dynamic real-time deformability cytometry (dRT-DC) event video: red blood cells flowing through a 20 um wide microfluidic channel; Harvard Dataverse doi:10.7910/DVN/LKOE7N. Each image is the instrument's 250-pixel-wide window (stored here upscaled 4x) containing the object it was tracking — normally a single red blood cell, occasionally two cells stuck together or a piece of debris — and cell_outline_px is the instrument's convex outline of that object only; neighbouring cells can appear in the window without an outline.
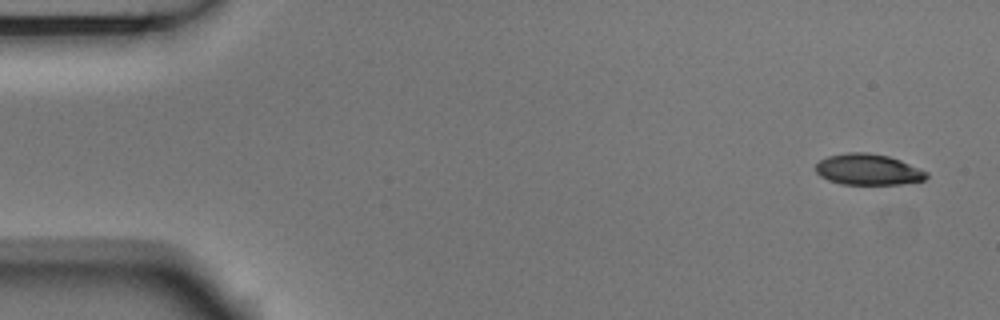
{"species": "Egyptian fruit bat (a non-hibernating species)", "species_latin": "Rousettus aegyptiacus", "temperature_condition": "room temperature", "stored_images_in_passage": 5, "camera_frame_rate_fps": 3000, "um_per_image_px": 0.085, "animal": {"sex": "male"}, "frame": {"image": 1, "passage_image": 1, "time_ms": 0.0, "image_size_px": [1000, 320], "cell_outline_px": [[928, 176], [924, 180], [900, 184], [840, 184], [828, 180], [820, 176], [816, 172], [816, 164], [820, 160], [828, 156], [848, 152], [868, 152], [888, 156], [900, 160], [928, 172]], "centroid_in_image_um": [73.78, 14.41], "position_along_channel_um": 11.2, "area_um2": 20.0}}
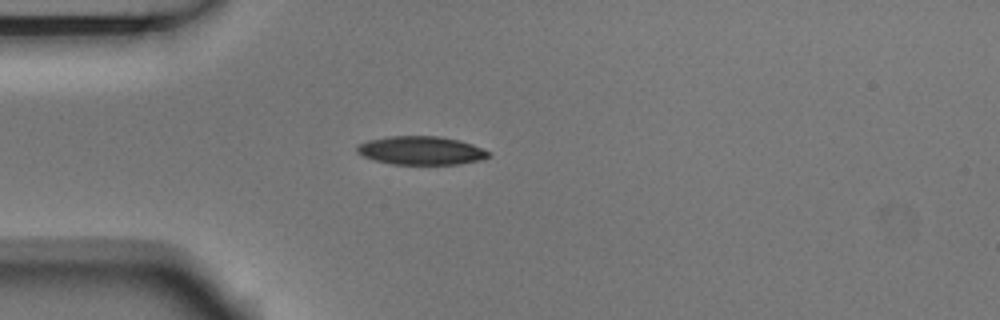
{"frame": {"image": 2, "passage_image": 4, "time_ms": 1.0, "image_size_px": [1000, 320], "cell_outline_px": [[488, 156], [484, 160], [460, 164], [392, 164], [372, 160], [356, 152], [356, 144], [368, 140], [388, 136], [440, 136], [460, 140], [472, 144], [488, 152]], "centroid_in_image_um": [35.75, 12.79], "position_along_channel_um": 49.3, "area_um2": 21.96}}